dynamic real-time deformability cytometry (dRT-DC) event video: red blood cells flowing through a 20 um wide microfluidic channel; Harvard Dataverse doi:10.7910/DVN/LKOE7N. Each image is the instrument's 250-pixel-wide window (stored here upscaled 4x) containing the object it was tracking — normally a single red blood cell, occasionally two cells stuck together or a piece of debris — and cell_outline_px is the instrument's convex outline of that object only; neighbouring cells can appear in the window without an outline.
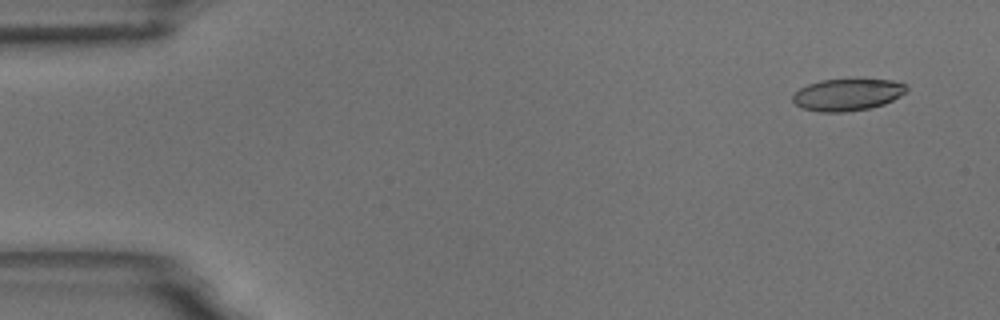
{"species": "common noctule bat (a hibernating species)", "species_latin": "Nyctalus noctula", "temperature_condition": "room temperature", "stored_images_in_passage": 6, "camera_frame_rate_fps": 3000, "um_per_image_px": 0.085, "animal": {"sex": "male", "body_mass_g": 18.8}, "frame": {"image": 1, "passage_image": 1, "time_ms": 0.0, "image_size_px": [1000, 320], "cell_outline_px": [[908, 88], [900, 96], [884, 104], [872, 108], [844, 112], [820, 112], [800, 108], [792, 100], [792, 96], [800, 88], [808, 84], [820, 80], [856, 76], [892, 80], [908, 84]], "centroid_in_image_um": [72.06, 7.99], "position_along_channel_um": 12.9, "area_um2": 22.2}}